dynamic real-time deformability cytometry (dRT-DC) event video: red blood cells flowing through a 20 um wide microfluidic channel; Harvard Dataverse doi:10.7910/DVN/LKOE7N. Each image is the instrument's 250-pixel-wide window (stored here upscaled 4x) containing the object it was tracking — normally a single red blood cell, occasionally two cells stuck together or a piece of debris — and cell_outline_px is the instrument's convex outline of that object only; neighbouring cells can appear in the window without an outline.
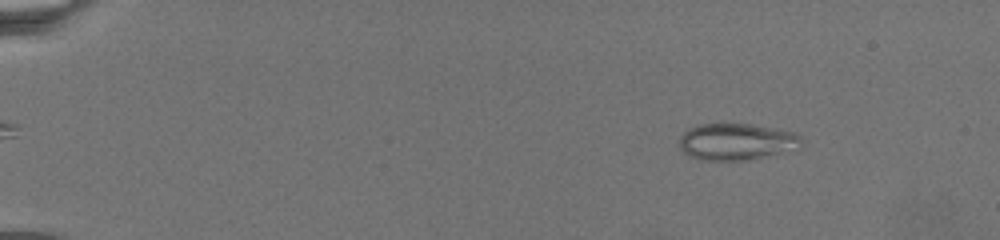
{"species": "common noctule bat (a hibernating species)", "species_latin": "Nyctalus noctula", "temperature_condition": "warm", "stored_images_in_passage": 90, "camera_frame_rate_fps": 3000, "um_per_image_px": 0.085, "animal": {"sex": "female", "body_mass_g": 19.5, "forearm_length_mm": 54.1}, "frame": {"image": 1, "passage_image": 15, "time_ms": 3.333, "image_size_px": [1000, 240], "cell_outline_px": [[800, 148], [748, 160], [700, 160], [688, 156], [680, 148], [680, 136], [688, 128], [700, 124], [752, 124], [796, 132], [800, 136]], "centroid_in_image_um": [62.59, 12.04], "position_along_channel_um": 22.4, "area_um2": 26.13}}
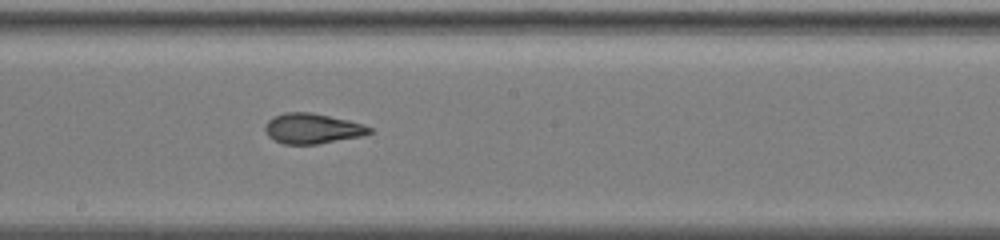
{"frame": {"image": 2, "passage_image": 61, "time_ms": 14.333, "image_size_px": [1000, 240], "cell_outline_px": [[372, 132], [364, 136], [316, 144], [284, 144], [272, 140], [268, 136], [264, 128], [264, 124], [272, 116], [284, 112], [312, 112], [348, 120], [364, 124], [372, 128]], "centroid_in_image_um": [26.53, 10.92], "position_along_channel_um": 221.7, "area_um2": 18.67}}
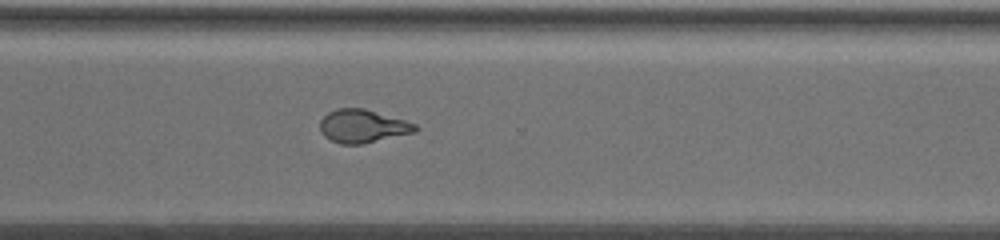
{"frame": {"image": 3, "passage_image": 89, "time_ms": 18.333, "image_size_px": [1000, 240], "cell_outline_px": [[420, 128], [416, 132], [364, 144], [340, 144], [324, 136], [320, 132], [320, 120], [328, 112], [336, 108], [364, 108], [404, 120], [416, 124]], "centroid_in_image_um": [30.83, 10.73], "position_along_channel_um": 339.8, "area_um2": 18.55}}